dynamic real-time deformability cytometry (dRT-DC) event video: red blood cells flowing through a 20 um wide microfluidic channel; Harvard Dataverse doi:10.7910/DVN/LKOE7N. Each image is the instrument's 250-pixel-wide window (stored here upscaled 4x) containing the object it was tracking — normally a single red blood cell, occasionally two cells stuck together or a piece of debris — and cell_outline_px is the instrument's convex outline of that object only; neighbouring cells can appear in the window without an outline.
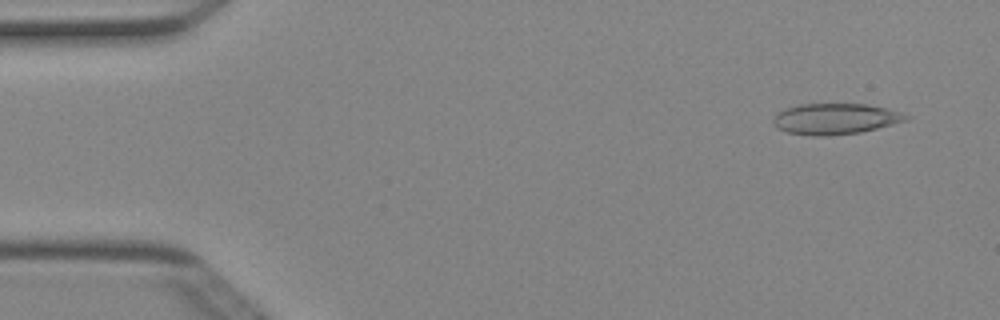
{"species": "Egyptian fruit bat (a non-hibernating species)", "species_latin": "Rousettus aegyptiacus", "temperature_condition": "cold", "stored_images_in_passage": 49, "camera_frame_rate_fps": 3000, "um_per_image_px": 0.085, "animal": {"sex": "female"}, "frame": {"image": 1, "passage_image": 3, "time_ms": 0.667, "image_size_px": [1000, 320], "cell_outline_px": [[912, 116], [904, 120], [892, 124], [860, 132], [824, 136], [816, 136], [788, 132], [780, 128], [772, 120], [784, 108], [800, 104], [868, 104], [888, 108]], "centroid_in_image_um": [71.03, 10.09], "position_along_channel_um": 14.0, "area_um2": 23.52}}
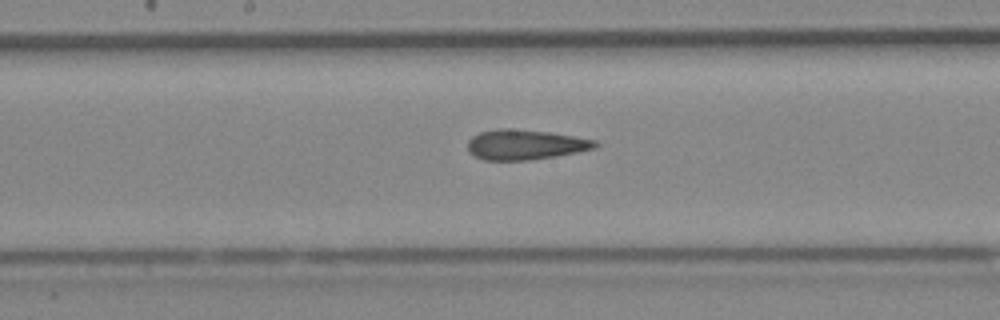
{"frame": {"image": 2, "passage_image": 25, "time_ms": 8.0, "image_size_px": [1000, 320], "cell_outline_px": [[600, 144], [596, 148], [556, 156], [532, 160], [484, 160], [468, 152], [468, 140], [472, 136], [480, 132], [500, 128], [512, 128], [552, 132], [596, 140]], "centroid_in_image_um": [44.66, 12.28], "position_along_channel_um": 203.5, "area_um2": 22.54}}
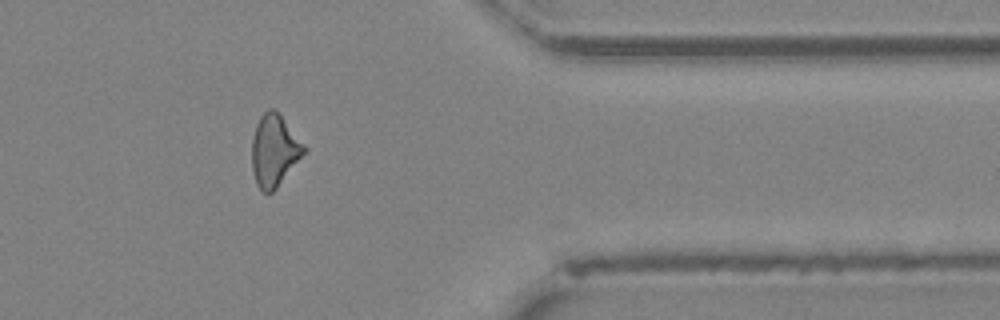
{"frame": {"image": 3, "passage_image": 40, "time_ms": 13.0, "image_size_px": [1000, 320], "cell_outline_px": [[308, 148], [276, 188], [272, 192], [264, 192], [256, 184], [252, 172], [252, 136], [256, 124], [260, 116], [268, 108], [272, 108], [280, 116]], "centroid_in_image_um": [23.29, 12.79], "position_along_channel_um": 388.1, "area_um2": 21.44}, "authors_computed_cell_mechanics": {"area_um2": 22.4842, "velocity_mm_per_s": 4.0512, "shape_relaxation_time_tau1_ms": null, "shape_relaxation_time_tau2_ms": 3.6461, "deformation_change_tau1": null, "deformation_change_tau2": 0.1269}}